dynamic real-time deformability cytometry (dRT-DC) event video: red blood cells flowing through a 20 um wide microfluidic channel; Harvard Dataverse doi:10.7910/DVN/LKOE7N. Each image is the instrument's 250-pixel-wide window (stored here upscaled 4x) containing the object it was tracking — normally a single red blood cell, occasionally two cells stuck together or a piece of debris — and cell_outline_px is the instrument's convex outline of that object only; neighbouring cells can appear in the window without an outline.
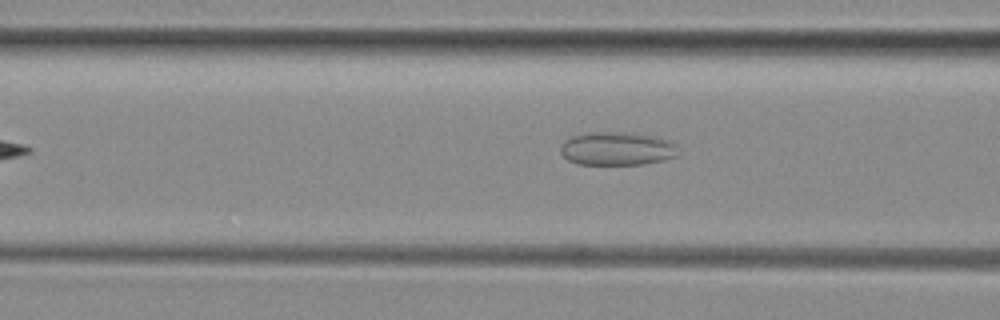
{"species": "common noctule bat (a hibernating species)", "species_latin": "Nyctalus noctula", "temperature_condition": "room temperature", "stored_images_in_passage": 37, "camera_frame_rate_fps": 3000, "um_per_image_px": 0.085, "animal": {"sex": "female", "body_mass_g": 29.2, "forearm_length_mm": 56.3}, "frame": {"image": 1, "passage_image": 8, "time_ms": 2.333, "image_size_px": [1000, 320], "cell_outline_px": [[676, 156], [664, 160], [640, 164], [580, 164], [568, 160], [560, 152], [560, 148], [564, 140], [568, 136], [588, 132], [632, 132], [656, 136], [668, 140], [676, 144]], "centroid_in_image_um": [52.41, 12.61], "position_along_channel_um": 114.2, "area_um2": 23.06}}
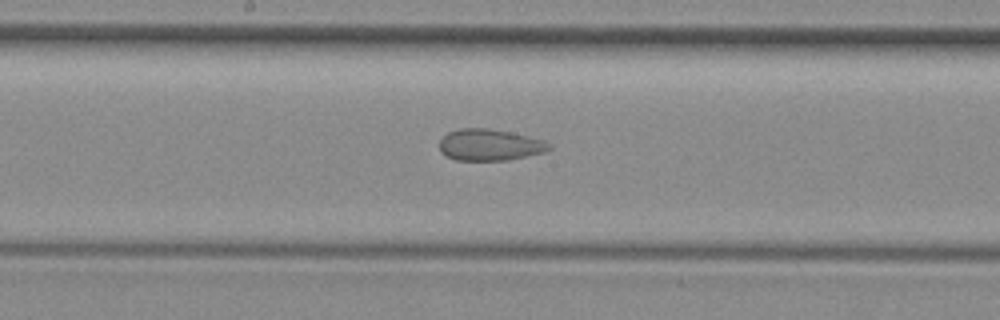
{"frame": {"image": 2, "passage_image": 15, "time_ms": 4.667, "image_size_px": [1000, 320], "cell_outline_px": [[552, 148], [544, 152], [508, 160], [456, 160], [440, 152], [440, 140], [448, 132], [460, 128], [488, 128], [512, 132], [544, 140], [552, 144]], "centroid_in_image_um": [41.65, 12.31], "position_along_channel_um": 206.6, "area_um2": 20.17}}
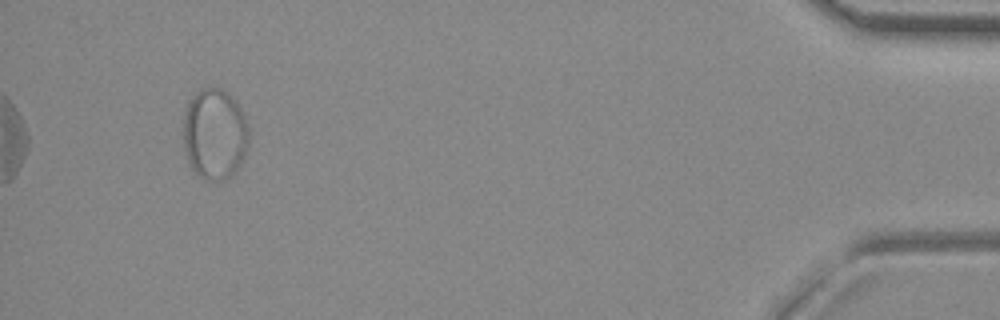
{"frame": {"image": 3, "passage_image": 37, "time_ms": 12.0, "image_size_px": [1000, 320], "cell_outline_px": [[248, 144], [240, 168], [228, 180], [208, 180], [200, 176], [188, 164], [184, 144], [184, 116], [188, 104], [204, 88], [220, 88], [232, 96], [240, 108], [248, 124]], "centroid_in_image_um": [18.28, 11.45], "position_along_channel_um": 416.9, "area_um2": 34.56}}